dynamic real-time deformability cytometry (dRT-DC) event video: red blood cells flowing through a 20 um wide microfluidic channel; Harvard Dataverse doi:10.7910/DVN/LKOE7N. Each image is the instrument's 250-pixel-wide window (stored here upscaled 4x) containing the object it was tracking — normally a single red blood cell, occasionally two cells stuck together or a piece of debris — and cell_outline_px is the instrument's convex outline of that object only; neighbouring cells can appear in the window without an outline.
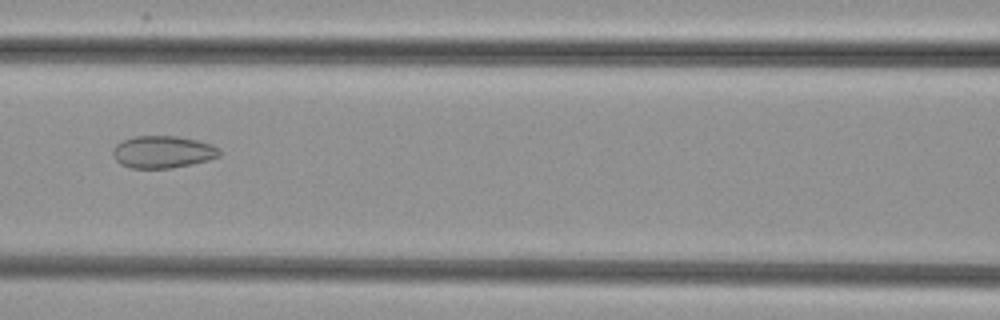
{"species": "common noctule bat (a hibernating species)", "species_latin": "Nyctalus noctula", "temperature_condition": "cold", "stored_images_in_passage": 37, "camera_frame_rate_fps": 3000, "um_per_image_px": 0.085, "animal": {"sex": "female", "body_mass_g": 29.2, "forearm_length_mm": 56.3}, "frame": {"image": 1, "passage_image": 8, "time_ms": 2.333, "image_size_px": [1000, 320], "cell_outline_px": [[220, 156], [208, 160], [192, 164], [172, 168], [132, 168], [120, 164], [112, 156], [112, 148], [116, 144], [124, 140], [136, 136], [176, 136], [196, 140], [212, 144], [220, 148]], "centroid_in_image_um": [13.83, 12.92], "position_along_channel_um": 152.8, "area_um2": 20.11}}
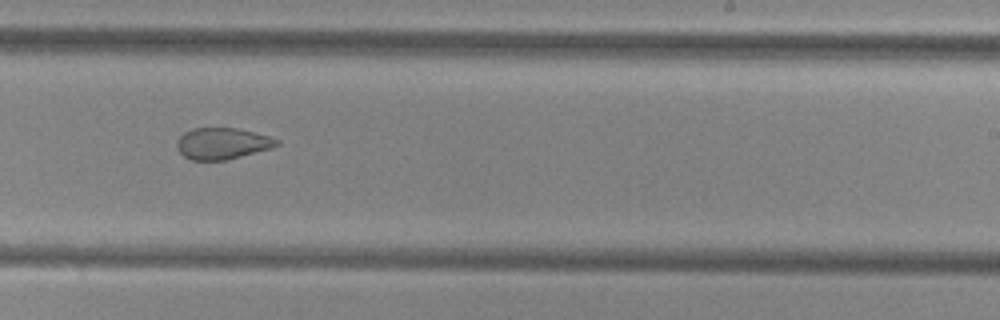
{"frame": {"image": 2, "passage_image": 17, "time_ms": 5.333, "image_size_px": [1000, 320], "cell_outline_px": [[280, 144], [272, 148], [228, 160], [192, 160], [184, 156], [180, 152], [176, 144], [180, 136], [184, 132], [192, 128], [236, 128], [268, 136], [280, 140]], "centroid_in_image_um": [18.91, 12.2], "position_along_channel_um": 270.1, "area_um2": 18.26}}
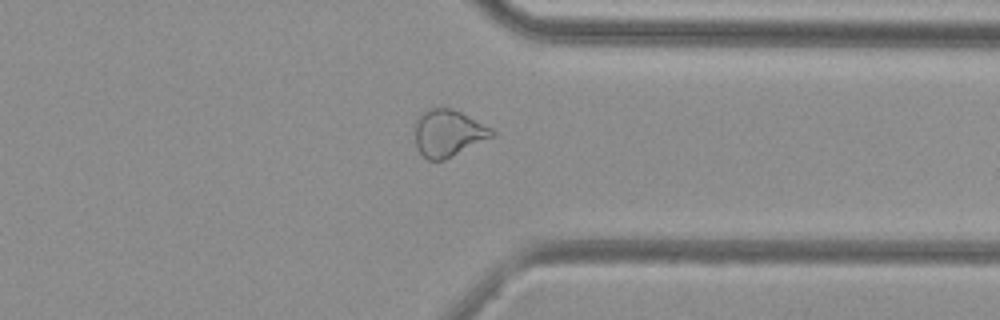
{"frame": {"image": 3, "passage_image": 25, "time_ms": 8.0, "image_size_px": [1000, 320], "cell_outline_px": [[496, 136], [444, 160], [428, 160], [420, 152], [416, 144], [416, 120], [428, 108], [452, 108], [492, 128], [496, 132]], "centroid_in_image_um": [38.14, 11.32], "position_along_channel_um": 373.3, "area_um2": 20.92}}